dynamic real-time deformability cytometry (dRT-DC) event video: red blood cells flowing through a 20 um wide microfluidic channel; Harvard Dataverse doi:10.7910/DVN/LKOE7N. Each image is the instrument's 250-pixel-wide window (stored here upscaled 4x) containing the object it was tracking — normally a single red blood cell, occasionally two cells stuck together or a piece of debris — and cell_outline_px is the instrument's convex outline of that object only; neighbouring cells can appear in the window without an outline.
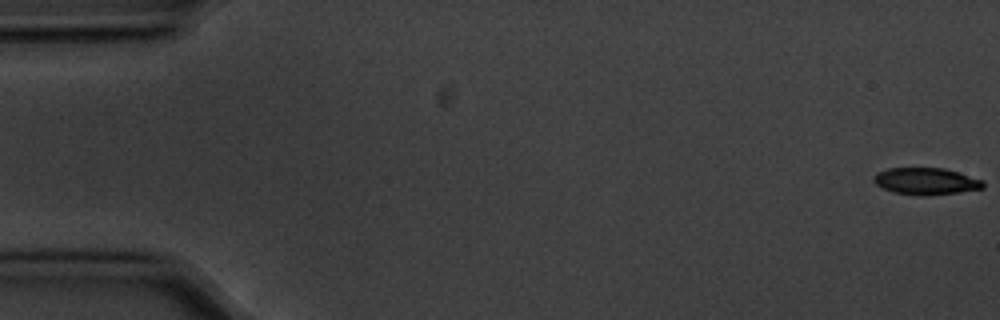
{"species": "common noctule bat (a hibernating species)", "species_latin": "Nyctalus noctula", "temperature_condition": "cold", "stored_images_in_passage": 8, "camera_frame_rate_fps": 3000, "um_per_image_px": 0.085, "animal": {"sex": "male", "body_mass_g": 20.1, "forearm_length_mm": 53.5}, "frame": {"image": 1, "passage_image": 1, "time_ms": 0.0, "image_size_px": [1000, 320], "cell_outline_px": [[984, 188], [960, 192], [924, 196], [920, 196], [892, 192], [876, 184], [872, 180], [872, 176], [876, 172], [888, 168], [944, 168], [984, 180]], "centroid_in_image_um": [78.69, 15.4], "position_along_channel_um": 6.3, "area_um2": 17.28}}
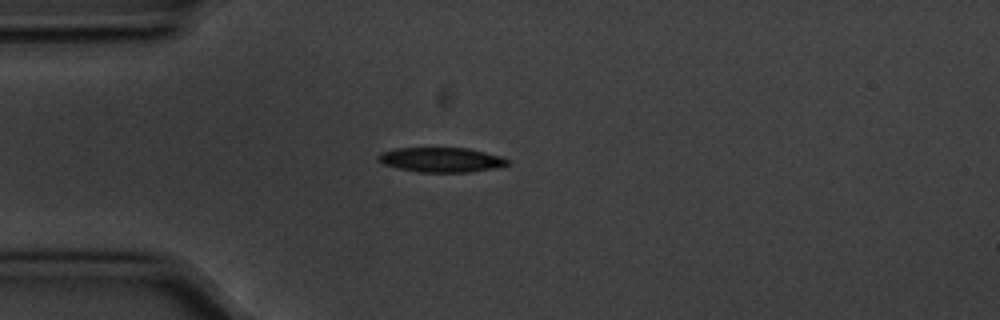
{"frame": {"image": 2, "passage_image": 5, "time_ms": 1.333, "image_size_px": [1000, 320], "cell_outline_px": [[508, 164], [496, 168], [468, 172], [420, 172], [400, 168], [384, 164], [376, 156], [380, 152], [396, 148], [468, 148], [500, 156], [508, 160]], "centroid_in_image_um": [37.49, 13.57], "position_along_channel_um": 47.5, "area_um2": 18.38}}